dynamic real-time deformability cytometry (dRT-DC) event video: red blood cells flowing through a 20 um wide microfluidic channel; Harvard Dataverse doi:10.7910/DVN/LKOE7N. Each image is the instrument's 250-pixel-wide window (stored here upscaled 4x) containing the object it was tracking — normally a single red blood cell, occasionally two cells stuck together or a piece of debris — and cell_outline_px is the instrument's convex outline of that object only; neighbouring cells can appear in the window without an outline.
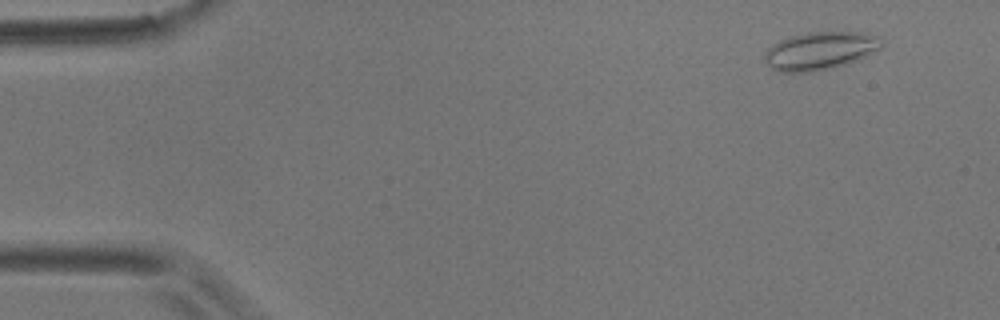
{"species": "common noctule bat (a hibernating species)", "species_latin": "Nyctalus noctula", "temperature_condition": "room temperature", "stored_images_in_passage": 56, "camera_frame_rate_fps": 3000, "um_per_image_px": 0.085, "animal": {"sex": "male", "body_mass_g": 17.9}, "frame": {"image": 1, "passage_image": 5, "time_ms": 1.333, "image_size_px": [1000, 320], "cell_outline_px": [[884, 44], [880, 48], [856, 60], [832, 68], [808, 72], [780, 72], [772, 68], [764, 60], [764, 56], [768, 48], [772, 44], [780, 40], [792, 36], [808, 32], [864, 32], [880, 36]], "centroid_in_image_um": [69.71, 4.3], "position_along_channel_um": 15.3, "area_um2": 25.72}}
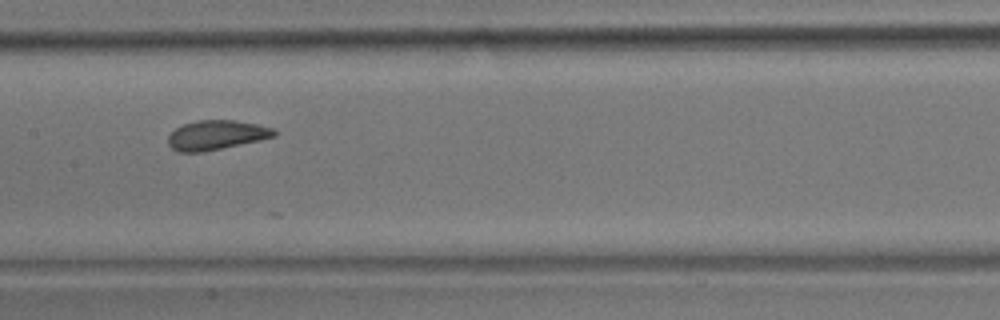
{"frame": {"image": 2, "passage_image": 28, "time_ms": 9.0, "image_size_px": [1000, 320], "cell_outline_px": [[276, 136], [260, 140], [200, 152], [180, 152], [172, 148], [168, 144], [168, 136], [176, 128], [184, 124], [196, 120], [236, 120], [256, 124], [272, 128], [276, 132]], "centroid_in_image_um": [18.38, 11.47], "position_along_channel_um": 189.0, "area_um2": 17.98}}
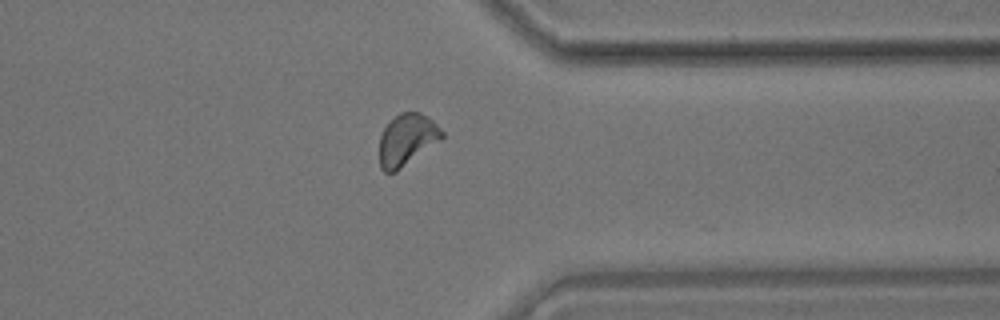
{"frame": {"image": 3, "passage_image": 44, "time_ms": 14.333, "image_size_px": [1000, 320], "cell_outline_px": [[444, 136], [440, 140], [396, 172], [384, 172], [380, 168], [380, 136], [384, 128], [400, 112], [420, 112], [428, 116], [444, 132]], "centroid_in_image_um": [34.59, 11.87], "position_along_channel_um": 376.8, "area_um2": 18.61}, "authors_computed_cell_mechanics": {"area_um2": 18.6116, "velocity_mm_per_s": 3.6254, "shape_relaxation_time_tau1_ms": 4.0657, "shape_relaxation_time_tau2_ms": 1.0238, "deformation_change_tau1": 0.0932, "deformation_change_tau2": 0.0585}}